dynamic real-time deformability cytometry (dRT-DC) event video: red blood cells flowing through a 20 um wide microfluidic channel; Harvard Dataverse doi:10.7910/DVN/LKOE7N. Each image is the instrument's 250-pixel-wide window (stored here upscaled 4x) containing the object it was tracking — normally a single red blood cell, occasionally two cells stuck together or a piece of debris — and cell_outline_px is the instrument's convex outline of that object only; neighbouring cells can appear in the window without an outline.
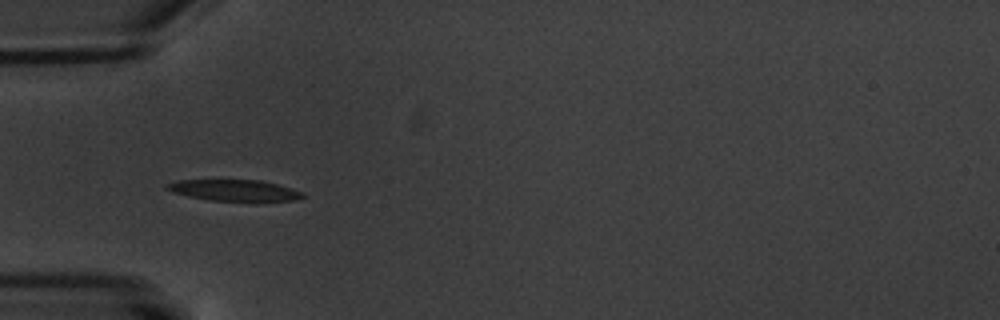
{"species": "common noctule bat (a hibernating species)", "species_latin": "Nyctalus noctula", "temperature_condition": "warm", "stored_images_in_passage": 5, "camera_frame_rate_fps": 3000, "um_per_image_px": 0.085, "animal": {"sex": "male", "body_mass_g": 20.1, "forearm_length_mm": 53.5}, "frame": {"image": 1, "passage_image": 1, "time_ms": 0.0, "image_size_px": [1000, 320], "cell_outline_px": [[304, 196], [296, 200], [256, 204], [208, 200], [188, 196], [172, 192], [164, 188], [164, 184], [176, 180], [260, 180], [292, 188], [304, 192]], "centroid_in_image_um": [19.97, 16.23], "position_along_channel_um": 65.0, "area_um2": 17.86}}